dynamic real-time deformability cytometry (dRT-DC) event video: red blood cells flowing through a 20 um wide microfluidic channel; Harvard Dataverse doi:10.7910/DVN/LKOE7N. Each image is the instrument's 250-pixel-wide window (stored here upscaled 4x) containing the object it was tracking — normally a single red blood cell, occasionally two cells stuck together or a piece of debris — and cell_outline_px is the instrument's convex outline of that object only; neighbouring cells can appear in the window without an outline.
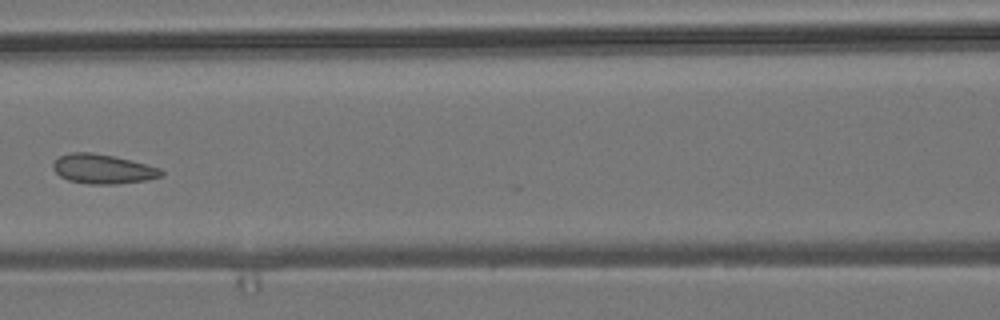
{"species": "common noctule bat (a hibernating species)", "species_latin": "Nyctalus noctula", "temperature_condition": "room temperature", "stored_images_in_passage": 9, "camera_frame_rate_fps": 3000, "um_per_image_px": 0.085, "animal": {"sex": "male", "body_mass_g": 19.2, "forearm_length_mm": 51.8}, "frame": {"image": 1, "passage_image": 7, "time_ms": 7.0, "image_size_px": [1000, 320], "cell_outline_px": [[164, 176], [144, 180], [116, 184], [88, 184], [68, 180], [60, 176], [52, 168], [52, 164], [60, 156], [68, 152], [92, 152], [116, 156], [160, 168], [164, 172]], "centroid_in_image_um": [8.73, 14.35], "position_along_channel_um": 157.9, "area_um2": 18.67}}
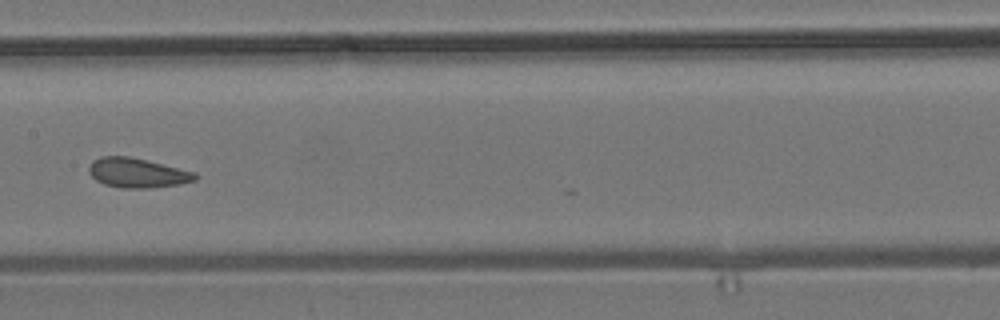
{"frame": {"image": 2, "passage_image": 8, "time_ms": 8.0, "image_size_px": [1000, 320], "cell_outline_px": [[200, 176], [196, 180], [180, 184], [148, 188], [120, 188], [104, 184], [96, 180], [88, 172], [88, 168], [92, 160], [100, 156], [128, 156], [148, 160], [196, 172]], "centroid_in_image_um": [11.68, 14.69], "position_along_channel_um": 195.7, "area_um2": 18.55}}